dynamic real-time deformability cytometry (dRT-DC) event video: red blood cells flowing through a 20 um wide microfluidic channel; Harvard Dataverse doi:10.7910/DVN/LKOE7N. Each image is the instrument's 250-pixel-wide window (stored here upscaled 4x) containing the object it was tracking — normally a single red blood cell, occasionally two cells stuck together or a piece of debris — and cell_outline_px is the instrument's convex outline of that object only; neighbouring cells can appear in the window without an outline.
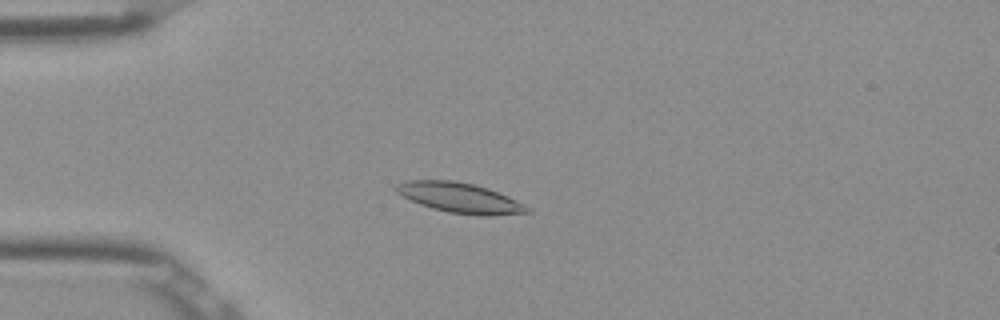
{"species": "Egyptian fruit bat (a non-hibernating species)", "species_latin": "Rousettus aegyptiacus", "temperature_condition": "room temperature", "stored_images_in_passage": 50, "camera_frame_rate_fps": 3000, "um_per_image_px": 0.085, "frame": {"image": 1, "passage_image": 11, "time_ms": 3.333, "image_size_px": [1000, 320], "cell_outline_px": [[532, 212], [484, 216], [480, 216], [448, 212], [432, 208], [420, 204], [396, 192], [392, 188], [396, 184], [408, 180], [452, 180], [472, 184], [488, 188], [508, 196], [524, 204]], "centroid_in_image_um": [39.07, 16.81], "position_along_channel_um": 45.9, "area_um2": 22.83}}
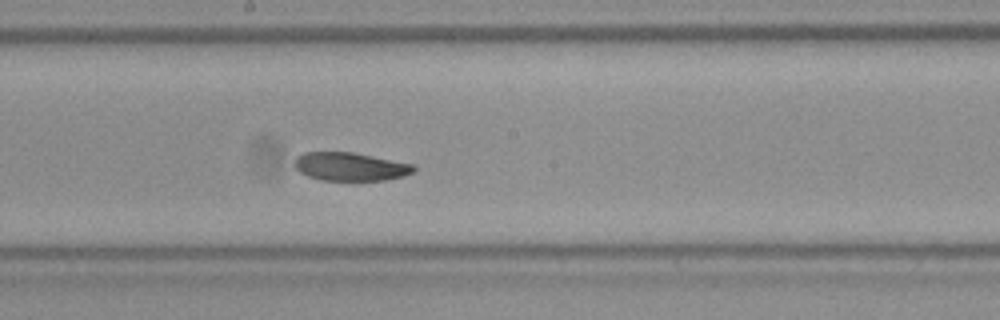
{"frame": {"image": 2, "passage_image": 26, "time_ms": 8.333, "image_size_px": [1000, 320], "cell_outline_px": [[416, 168], [412, 172], [404, 176], [384, 180], [320, 180], [308, 176], [300, 172], [296, 168], [296, 156], [304, 152], [352, 152], [416, 164]], "centroid_in_image_um": [29.81, 14.16], "position_along_channel_um": 218.4, "area_um2": 19.65}}
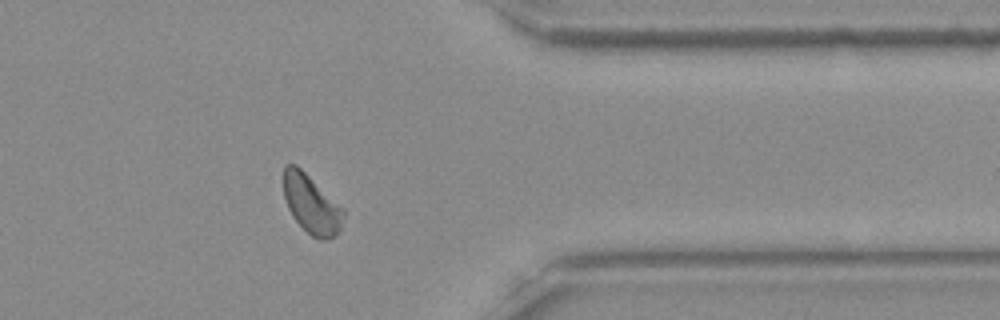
{"frame": {"image": 3, "passage_image": 40, "time_ms": 13.0, "image_size_px": [1000, 320], "cell_outline_px": [[344, 216], [340, 228], [328, 240], [320, 240], [312, 236], [292, 216], [288, 208], [284, 196], [284, 164], [296, 164], [344, 208]], "centroid_in_image_um": [26.46, 17.34], "position_along_channel_um": 384.9, "area_um2": 20.23}, "authors_computed_cell_mechanics": {"area_um2": 20.808, "velocity_mm_per_s": 3.8415, "shape_relaxation_time_tau1_ms": 6.805, "shape_relaxation_time_tau2_ms": null, "deformation_change_tau1": 0.1246, "deformation_change_tau2": null}}